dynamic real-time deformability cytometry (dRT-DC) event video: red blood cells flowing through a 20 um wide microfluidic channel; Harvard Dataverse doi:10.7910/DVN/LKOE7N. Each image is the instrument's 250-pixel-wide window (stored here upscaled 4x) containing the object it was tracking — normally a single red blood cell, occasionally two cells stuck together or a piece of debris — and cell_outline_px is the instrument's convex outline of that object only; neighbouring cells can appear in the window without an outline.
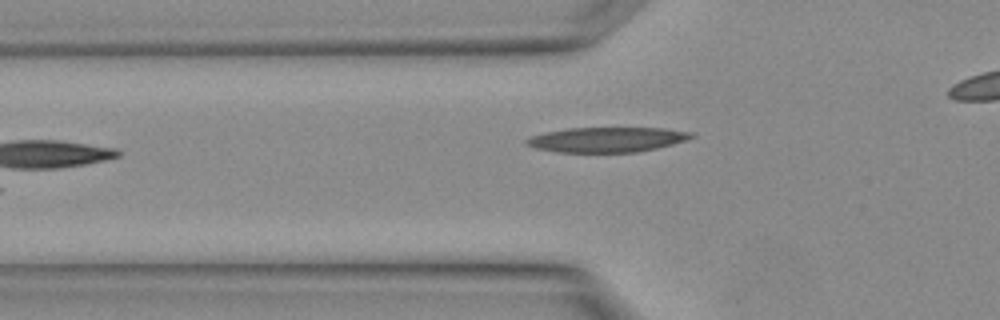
{"species": "Egyptian fruit bat (a non-hibernating species)", "species_latin": "Rousettus aegyptiacus", "temperature_condition": "warm", "stored_images_in_passage": 5, "camera_frame_rate_fps": 3000, "um_per_image_px": 0.085, "animal": {"sex": "female"}, "frame": {"image": 1, "passage_image": 4, "time_ms": 1.0, "image_size_px": [1000, 320], "cell_outline_px": [[696, 136], [688, 140], [656, 148], [636, 152], [556, 152], [536, 148], [524, 144], [524, 140], [532, 136], [544, 132], [568, 128], [664, 128], [692, 132]], "centroid_in_image_um": [51.59, 11.86], "position_along_channel_um": 74.2, "area_um2": 24.04}}